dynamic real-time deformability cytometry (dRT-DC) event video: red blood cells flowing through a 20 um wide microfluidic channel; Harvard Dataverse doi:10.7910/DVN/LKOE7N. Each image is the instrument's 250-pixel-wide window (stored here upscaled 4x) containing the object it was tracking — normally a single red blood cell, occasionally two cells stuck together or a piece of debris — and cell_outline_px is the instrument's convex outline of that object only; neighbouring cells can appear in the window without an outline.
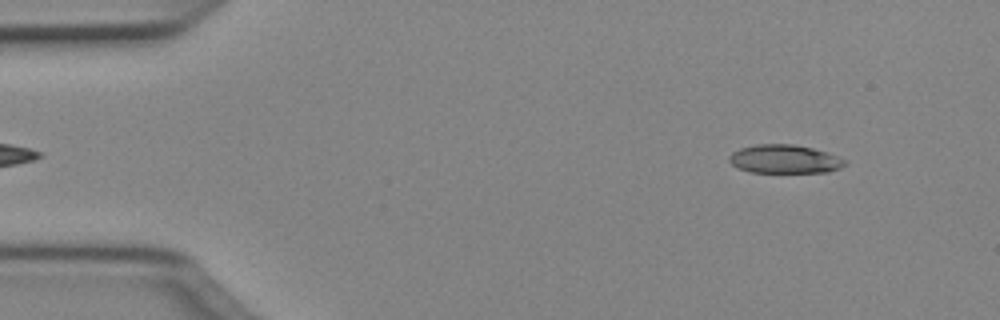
{"species": "Egyptian fruit bat (a non-hibernating species)", "species_latin": "Rousettus aegyptiacus", "temperature_condition": "cold", "stored_images_in_passage": 47, "camera_frame_rate_fps": 3000, "um_per_image_px": 0.085, "animal": {"sex": "female"}, "frame": {"image": 1, "passage_image": 3, "time_ms": 0.667, "image_size_px": [1000, 320], "cell_outline_px": [[844, 164], [840, 168], [828, 172], [752, 172], [740, 168], [732, 164], [728, 160], [728, 156], [732, 152], [740, 148], [756, 144], [792, 144], [812, 148], [828, 152], [844, 160]], "centroid_in_image_um": [66.66, 13.51], "position_along_channel_um": 18.3, "area_um2": 19.07}}
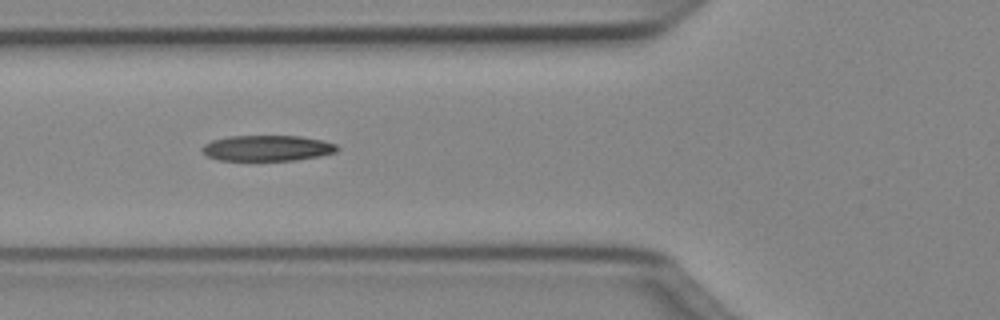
{"frame": {"image": 2, "passage_image": 16, "time_ms": 5.0, "image_size_px": [1000, 320], "cell_outline_px": [[340, 148], [336, 152], [320, 156], [296, 160], [220, 160], [208, 156], [200, 148], [204, 144], [212, 140], [228, 136], [300, 136], [324, 140], [336, 144]], "centroid_in_image_um": [22.75, 12.58], "position_along_channel_um": 103.1, "area_um2": 20.29}}
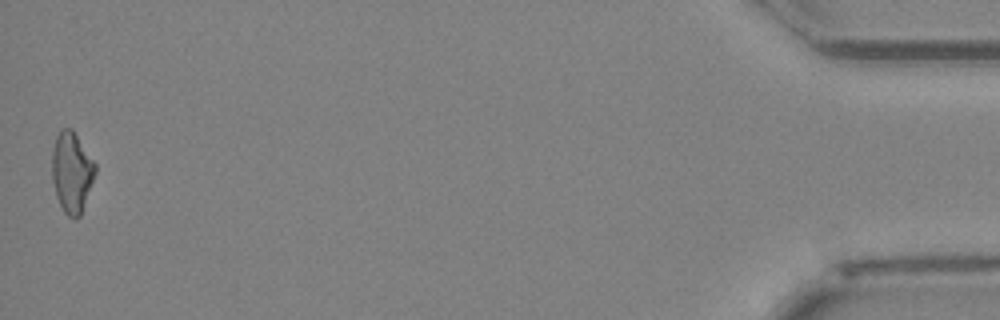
{"frame": {"image": 3, "passage_image": 47, "time_ms": 15.333, "image_size_px": [1000, 320], "cell_outline_px": [[96, 172], [80, 216], [76, 220], [68, 216], [64, 212], [56, 196], [52, 180], [52, 152], [56, 136], [60, 128], [72, 128], [96, 164]], "centroid_in_image_um": [6.09, 14.63], "position_along_channel_um": 429.1, "area_um2": 20.35}, "authors_computed_cell_mechanics": {"area_um2": 20.23, "velocity_mm_per_s": 4.0635, "shape_relaxation_time_tau1_ms": 7.6658, "shape_relaxation_time_tau2_ms": 2.5684, "deformation_change_tau1": 0.2085, "deformation_change_tau2": 0.1174}}